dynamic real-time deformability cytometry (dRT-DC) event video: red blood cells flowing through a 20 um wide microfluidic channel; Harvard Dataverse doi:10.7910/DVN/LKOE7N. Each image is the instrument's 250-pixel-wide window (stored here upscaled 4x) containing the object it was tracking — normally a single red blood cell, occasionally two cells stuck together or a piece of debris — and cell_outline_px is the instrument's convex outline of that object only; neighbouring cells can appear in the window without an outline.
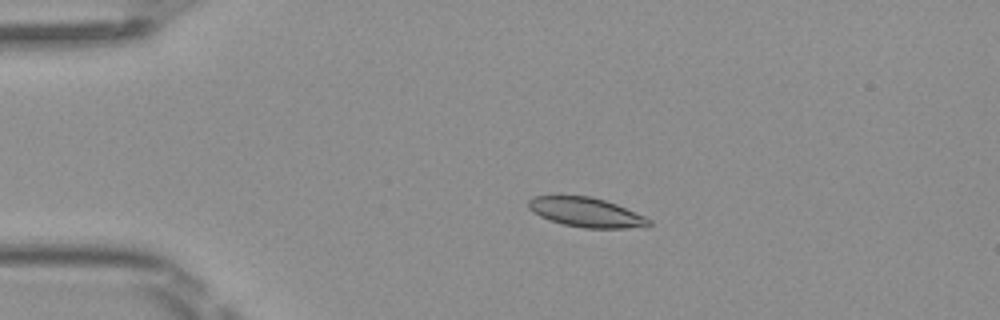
{"species": "Egyptian fruit bat (a non-hibernating species)", "species_latin": "Rousettus aegyptiacus", "temperature_condition": "room temperature", "stored_images_in_passage": 4, "camera_frame_rate_fps": 3000, "um_per_image_px": 0.085, "frame": {"image": 1, "passage_image": 3, "time_ms": 0.667, "image_size_px": [1000, 320], "cell_outline_px": [[652, 224], [624, 228], [584, 228], [564, 224], [540, 216], [532, 212], [528, 208], [528, 200], [532, 196], [592, 196], [616, 204], [644, 216], [652, 220]], "centroid_in_image_um": [49.79, 18.03], "position_along_channel_um": 35.2, "area_um2": 20.4}}
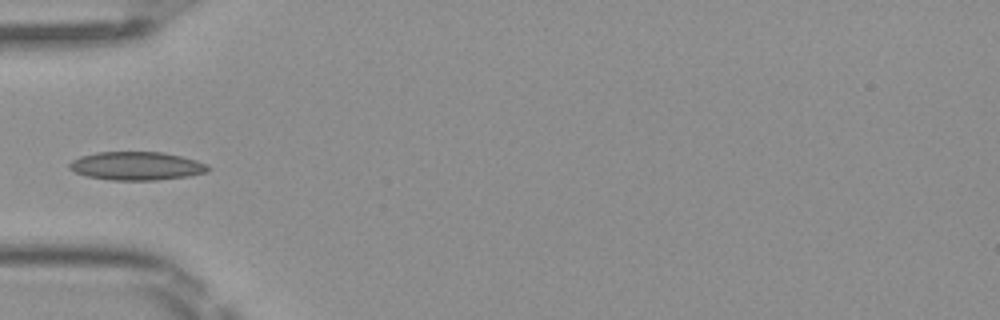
{"frame": {"image": 2, "passage_image": 4, "time_ms": 1.0, "image_size_px": [1000, 320], "cell_outline_px": [[212, 168], [208, 172], [188, 176], [156, 180], [108, 180], [88, 176], [76, 172], [68, 168], [68, 164], [72, 160], [80, 156], [96, 152], [164, 152], [196, 160], [208, 164]], "centroid_in_image_um": [11.62, 14.1], "position_along_channel_um": 73.4, "area_um2": 23.06}}